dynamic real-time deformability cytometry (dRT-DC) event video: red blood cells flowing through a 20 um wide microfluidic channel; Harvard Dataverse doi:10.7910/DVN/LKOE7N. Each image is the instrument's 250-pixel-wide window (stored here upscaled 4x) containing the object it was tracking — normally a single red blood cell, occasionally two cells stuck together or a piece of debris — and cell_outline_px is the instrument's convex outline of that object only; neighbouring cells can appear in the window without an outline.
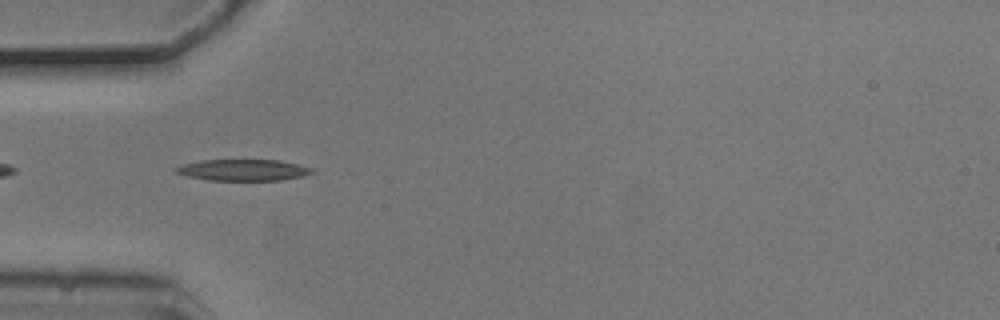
{"species": "common noctule bat (a hibernating species)", "species_latin": "Nyctalus noctula", "temperature_condition": "cold", "stored_images_in_passage": 7, "camera_frame_rate_fps": 3000, "um_per_image_px": 0.085, "animal": {"sex": "male", "body_mass_g": 20.5, "forearm_length_mm": 52.5}, "frame": {"image": 1, "passage_image": 4, "time_ms": 1.0, "image_size_px": [1000, 320], "cell_outline_px": [[316, 172], [304, 176], [280, 180], [208, 180], [188, 176], [176, 172], [172, 168], [184, 164], [200, 160], [280, 160], [312, 168]], "centroid_in_image_um": [20.68, 14.45], "position_along_channel_um": 64.3, "area_um2": 16.88}}
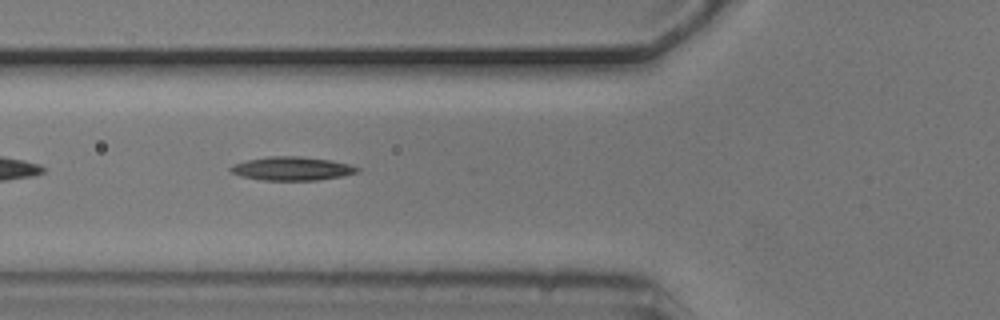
{"frame": {"image": 2, "passage_image": 5, "time_ms": 1.333, "image_size_px": [1000, 320], "cell_outline_px": [[360, 168], [356, 172], [344, 176], [320, 180], [264, 180], [240, 176], [232, 172], [228, 168], [232, 164], [248, 160], [268, 156], [300, 156], [332, 160], [348, 164]], "centroid_in_image_um": [24.81, 14.33], "position_along_channel_um": 101.0, "area_um2": 17.46}}
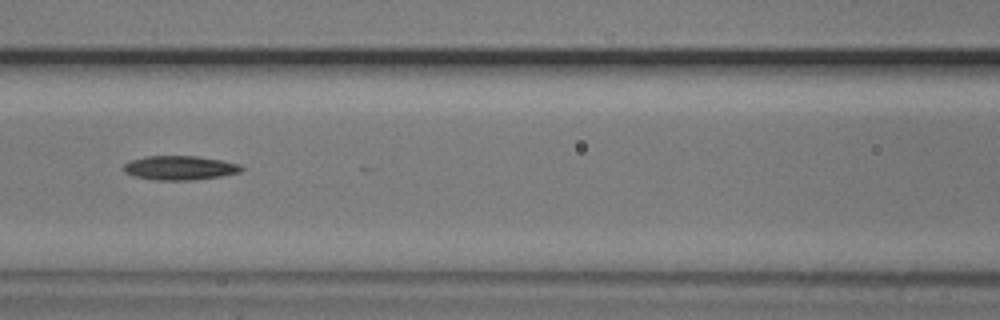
{"frame": {"image": 3, "passage_image": 6, "time_ms": 1.667, "image_size_px": [1000, 320], "cell_outline_px": [[244, 168], [240, 172], [220, 176], [192, 180], [156, 180], [132, 176], [124, 172], [124, 164], [128, 160], [144, 156], [196, 156], [220, 160], [240, 164]], "centroid_in_image_um": [15.24, 14.26], "position_along_channel_um": 151.4, "area_um2": 16.65}}